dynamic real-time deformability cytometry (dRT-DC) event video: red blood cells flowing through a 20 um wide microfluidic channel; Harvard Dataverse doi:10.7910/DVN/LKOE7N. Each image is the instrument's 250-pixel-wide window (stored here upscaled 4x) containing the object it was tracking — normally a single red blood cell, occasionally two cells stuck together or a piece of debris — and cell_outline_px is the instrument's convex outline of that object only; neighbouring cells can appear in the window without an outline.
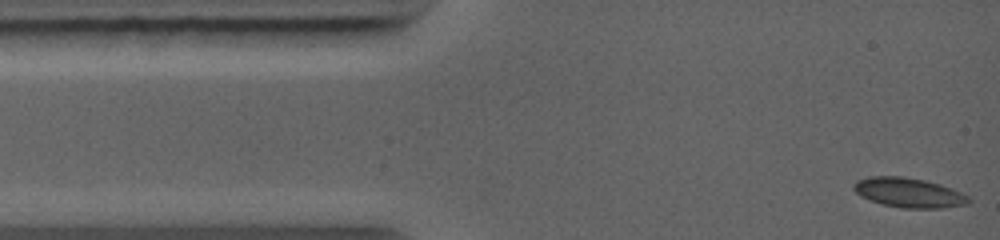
{"species": "common noctule bat (a hibernating species)", "species_latin": "Nyctalus noctula", "temperature_condition": "warm", "stored_images_in_passage": 23, "camera_frame_rate_fps": 5000, "um_per_image_px": 0.085, "animal": {"sex": "female", "body_mass_g": 19.0, "forearm_length_mm": 56.7}, "frame": {"image": 1, "passage_image": 1, "time_ms": 0.0, "image_size_px": [1000, 240], "cell_outline_px": [[972, 200], [968, 204], [940, 208], [900, 208], [868, 200], [860, 196], [852, 188], [852, 184], [856, 180], [868, 176], [904, 176], [924, 180], [940, 184], [960, 192], [968, 196]], "centroid_in_image_um": [77.21, 16.37], "position_along_channel_um": 7.8, "area_um2": 20.0}}
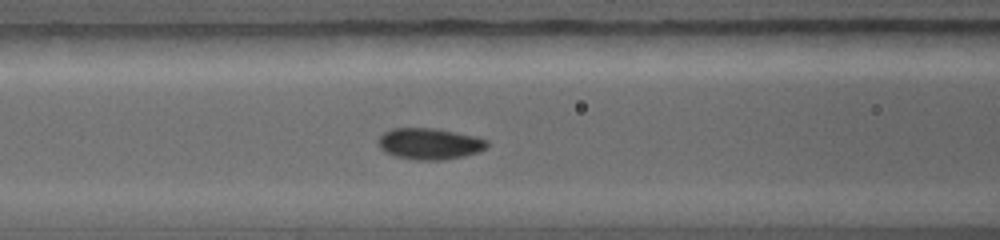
{"frame": {"image": 2, "passage_image": 14, "time_ms": 4.0, "image_size_px": [1000, 240], "cell_outline_px": [[488, 148], [464, 156], [440, 160], [416, 160], [396, 156], [384, 152], [380, 148], [376, 140], [384, 132], [392, 128], [440, 128], [476, 136], [488, 140]], "centroid_in_image_um": [36.51, 12.2], "position_along_channel_um": 130.1, "area_um2": 20.11}}
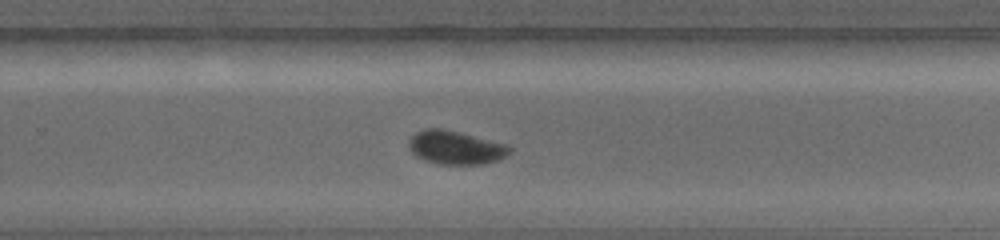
{"frame": {"image": 3, "passage_image": 23, "time_ms": 7.4, "image_size_px": [1000, 240], "cell_outline_px": [[512, 148], [500, 160], [484, 164], [440, 164], [424, 160], [416, 156], [408, 148], [408, 140], [416, 132], [424, 128], [444, 128], [508, 144]], "centroid_in_image_um": [38.71, 12.53], "position_along_channel_um": 291.1, "area_um2": 19.88}}